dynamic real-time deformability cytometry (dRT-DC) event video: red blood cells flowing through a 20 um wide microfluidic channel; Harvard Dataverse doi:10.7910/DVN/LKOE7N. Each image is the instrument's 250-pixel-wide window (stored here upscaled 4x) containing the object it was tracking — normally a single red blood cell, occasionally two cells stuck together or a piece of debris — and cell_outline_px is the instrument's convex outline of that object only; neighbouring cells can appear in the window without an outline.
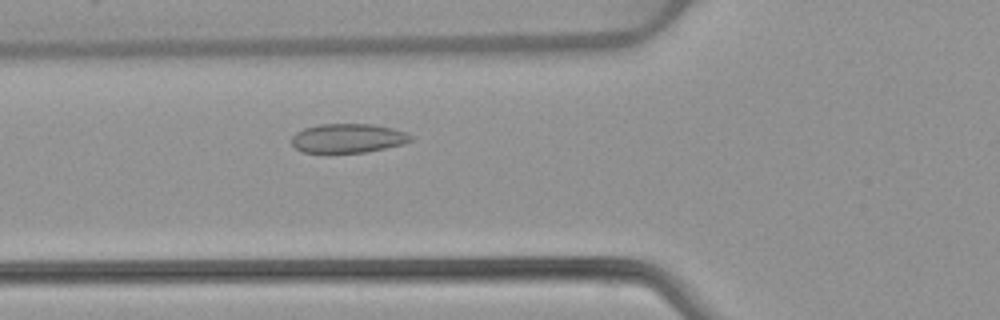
{"species": "common noctule bat (a hibernating species)", "species_latin": "Nyctalus noctula", "temperature_condition": "warm", "stored_images_in_passage": 48, "camera_frame_rate_fps": 3000, "um_per_image_px": 0.085, "animal": {"sex": "female", "body_mass_g": 22.7, "forearm_length_mm": 54.2}, "frame": {"image": 1, "passage_image": 15, "time_ms": 4.667, "image_size_px": [1000, 320], "cell_outline_px": [[412, 140], [404, 144], [364, 152], [304, 152], [296, 148], [292, 144], [292, 136], [296, 132], [304, 128], [320, 124], [372, 124], [392, 128], [408, 132], [412, 136]], "centroid_in_image_um": [29.6, 11.74], "position_along_channel_um": 96.2, "area_um2": 20.11}}
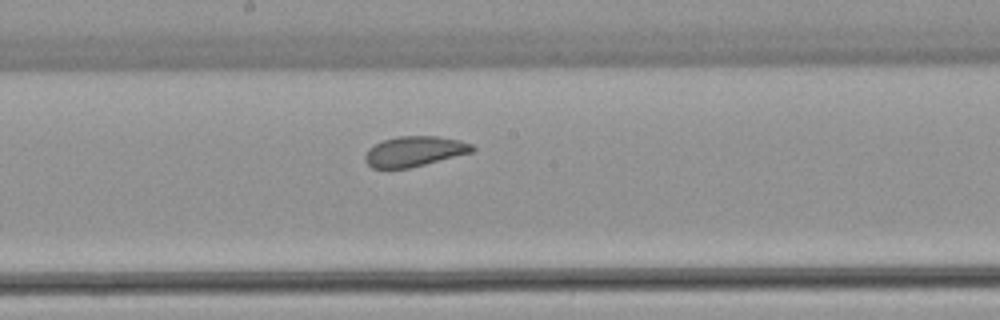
{"frame": {"image": 2, "passage_image": 24, "time_ms": 7.667, "image_size_px": [1000, 320], "cell_outline_px": [[476, 148], [472, 152], [408, 168], [372, 168], [364, 160], [364, 156], [368, 148], [384, 140], [396, 136], [436, 136], [460, 140], [472, 144]], "centroid_in_image_um": [35.21, 12.86], "position_along_channel_um": 213.0, "area_um2": 18.73}}
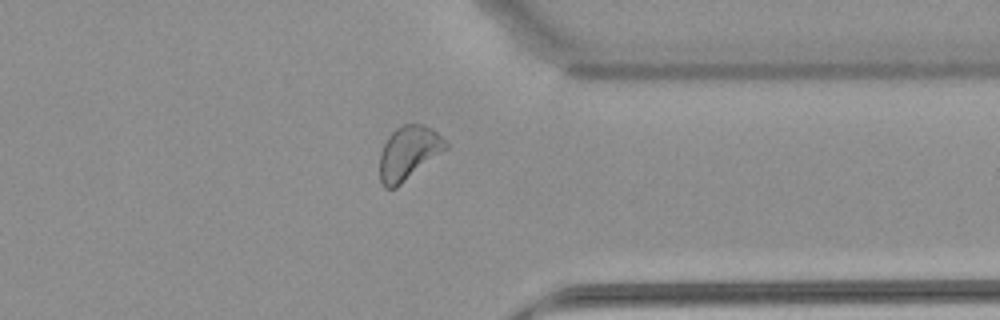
{"frame": {"image": 3, "passage_image": 37, "time_ms": 12.0, "image_size_px": [1000, 320], "cell_outline_px": [[448, 148], [396, 188], [384, 188], [380, 180], [380, 152], [388, 136], [396, 128], [404, 124], [424, 124], [432, 128], [448, 140]], "centroid_in_image_um": [34.75, 12.98], "position_along_channel_um": 376.6, "area_um2": 20.81}, "authors_computed_cell_mechanics": {"area_um2": 20.9236, "velocity_mm_per_s": 3.8838, "shape_relaxation_time_tau1_ms": 11.191, "shape_relaxation_time_tau2_ms": 2.406, "deformation_change_tau1": 0.1341, "deformation_change_tau2": 0.0632}}